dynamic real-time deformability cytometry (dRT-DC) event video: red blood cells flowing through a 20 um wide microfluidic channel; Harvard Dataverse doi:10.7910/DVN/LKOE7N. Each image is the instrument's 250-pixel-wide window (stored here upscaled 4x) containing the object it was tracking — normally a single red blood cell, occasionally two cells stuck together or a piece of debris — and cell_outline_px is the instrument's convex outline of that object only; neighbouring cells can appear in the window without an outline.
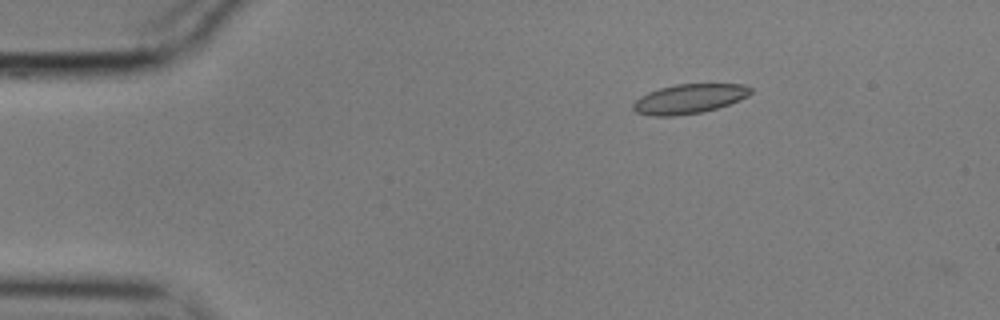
{"species": "common noctule bat (a hibernating species)", "species_latin": "Nyctalus noctula", "temperature_condition": "cold", "stored_images_in_passage": 8, "camera_frame_rate_fps": 3000, "um_per_image_px": 0.085, "animal": {"sex": "male", "body_mass_g": 17.9}, "frame": {"image": 1, "passage_image": 1, "time_ms": 0.0, "image_size_px": [1000, 320], "cell_outline_px": [[752, 92], [748, 96], [740, 100], [704, 112], [676, 116], [652, 116], [636, 112], [632, 108], [632, 104], [640, 96], [648, 92], [660, 88], [676, 84], [744, 84], [752, 88]], "centroid_in_image_um": [58.58, 8.4], "position_along_channel_um": 26.4, "area_um2": 20.29}}